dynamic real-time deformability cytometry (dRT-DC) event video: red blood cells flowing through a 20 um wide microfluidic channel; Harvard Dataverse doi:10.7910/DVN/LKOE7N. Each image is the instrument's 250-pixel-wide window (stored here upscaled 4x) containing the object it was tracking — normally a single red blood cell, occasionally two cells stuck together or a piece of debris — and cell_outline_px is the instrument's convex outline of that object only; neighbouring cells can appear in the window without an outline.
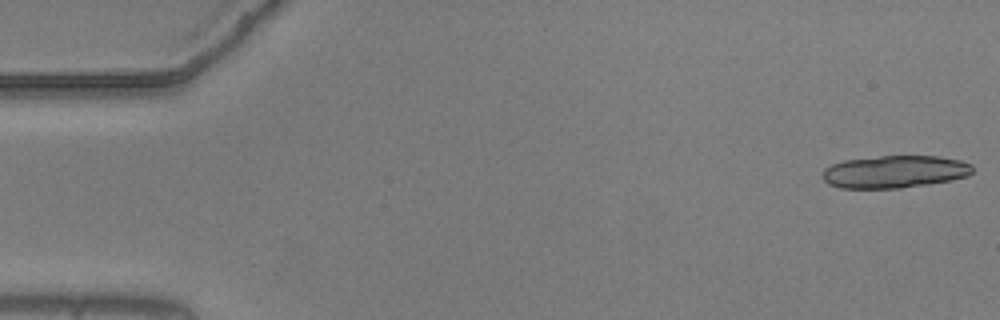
{"species": "common noctule bat (a hibernating species)", "species_latin": "Nyctalus noctula", "temperature_condition": "warm", "stored_images_in_passage": 17, "camera_frame_rate_fps": 3000, "um_per_image_px": 0.085, "animal": {"sex": "male", "body_mass_g": 20.5, "forearm_length_mm": 52.5}, "frame": {"image": 1, "passage_image": 1, "time_ms": 0.0, "image_size_px": [1000, 320], "cell_outline_px": [[972, 172], [968, 176], [928, 184], [900, 188], [840, 188], [828, 184], [824, 180], [824, 168], [832, 164], [844, 160], [880, 156], [940, 156], [960, 160], [972, 164]], "centroid_in_image_um": [76.05, 14.59], "position_along_channel_um": 9.0, "area_um2": 28.32}}